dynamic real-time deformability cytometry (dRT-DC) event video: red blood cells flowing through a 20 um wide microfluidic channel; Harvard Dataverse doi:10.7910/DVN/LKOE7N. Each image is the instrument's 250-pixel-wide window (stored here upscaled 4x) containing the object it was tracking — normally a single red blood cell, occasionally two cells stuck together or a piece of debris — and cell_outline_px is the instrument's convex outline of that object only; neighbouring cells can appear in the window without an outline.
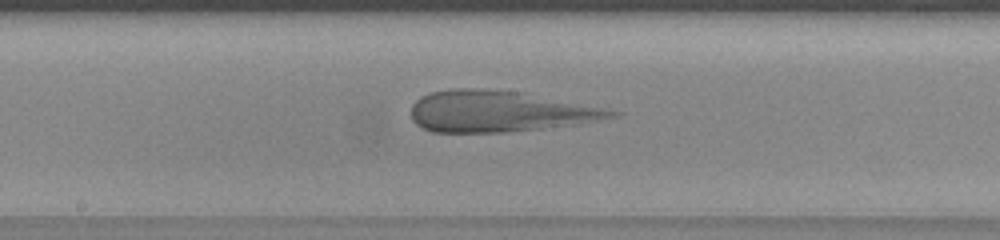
{"species": "human", "species_latin": "Homo sapiens", "temperature_condition": "warm", "stored_images_in_passage": 47, "camera_frame_rate_fps": 3000, "um_per_image_px": 0.085, "donor": {"sex": "female"}, "frame": {"image": 1, "passage_image": 25, "time_ms": 8.0, "image_size_px": [1000, 240], "cell_outline_px": [[624, 112], [616, 116], [576, 124], [504, 132], [432, 132], [416, 124], [412, 120], [412, 104], [420, 96], [428, 92], [452, 88], [476, 88], [520, 92]], "centroid_in_image_um": [42.35, 9.46], "position_along_channel_um": 205.8, "area_um2": 47.51}}
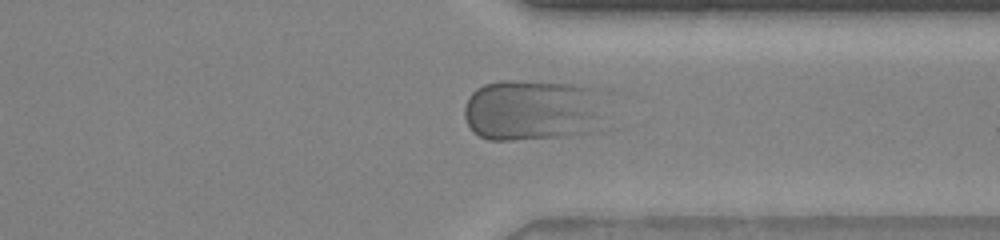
{"frame": {"image": 2, "passage_image": 36, "time_ms": 11.667, "image_size_px": [1000, 240], "cell_outline_px": [[608, 128], [600, 132], [564, 136], [512, 140], [488, 140], [472, 132], [464, 116], [464, 108], [472, 92], [476, 88], [484, 84], [500, 80], [504, 80], [576, 84], [592, 88]], "centroid_in_image_um": [45.28, 9.4], "position_along_channel_um": 366.1, "area_um2": 51.15}}
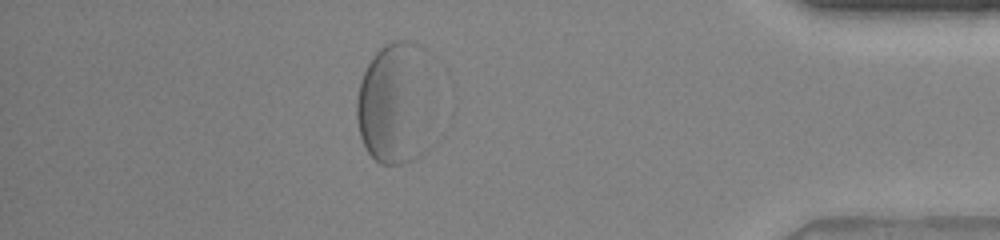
{"frame": {"image": 3, "passage_image": 41, "time_ms": 13.333, "image_size_px": [1000, 240], "cell_outline_px": [[428, 148], [420, 156], [412, 160], [400, 164], [380, 164], [368, 152], [360, 136], [356, 116], [356, 96], [360, 80], [368, 64], [376, 52], [384, 44], [392, 40], [408, 40], [424, 48]], "centroid_in_image_um": [33.49, 8.81], "position_along_channel_um": 401.7, "area_um2": 53.52}}